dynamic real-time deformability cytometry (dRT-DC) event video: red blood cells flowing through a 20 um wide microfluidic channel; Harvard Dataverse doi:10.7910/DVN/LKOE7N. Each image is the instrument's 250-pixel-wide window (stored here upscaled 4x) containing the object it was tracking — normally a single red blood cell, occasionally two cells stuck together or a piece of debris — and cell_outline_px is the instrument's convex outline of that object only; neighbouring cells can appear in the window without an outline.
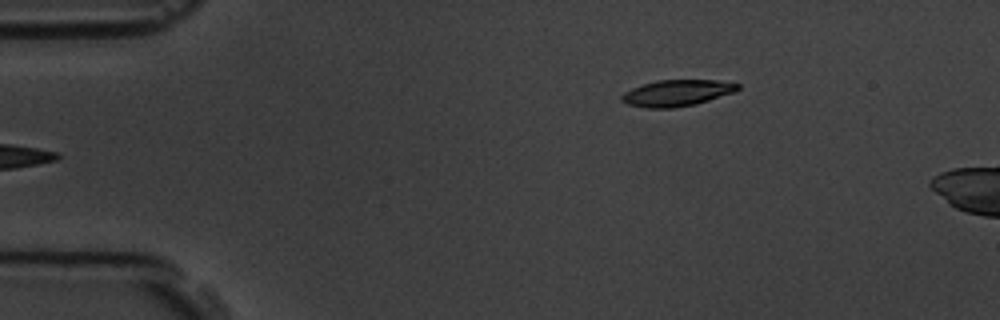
{"species": "common noctule bat (a hibernating species)", "species_latin": "Nyctalus noctula", "temperature_condition": "room temperature", "stored_images_in_passage": 5, "camera_frame_rate_fps": 3000, "um_per_image_px": 0.085, "animal": {"sex": "male", "body_mass_g": 19.5, "forearm_length_mm": 54.6}, "frame": {"image": 1, "passage_image": 5, "time_ms": 4.667, "image_size_px": [1000, 320], "cell_outline_px": [[740, 88], [736, 92], [696, 104], [672, 108], [644, 108], [628, 104], [620, 100], [620, 96], [624, 92], [632, 88], [656, 80], [716, 80], [740, 84]], "centroid_in_image_um": [57.54, 7.91], "position_along_channel_um": 27.5, "area_um2": 17.92}}